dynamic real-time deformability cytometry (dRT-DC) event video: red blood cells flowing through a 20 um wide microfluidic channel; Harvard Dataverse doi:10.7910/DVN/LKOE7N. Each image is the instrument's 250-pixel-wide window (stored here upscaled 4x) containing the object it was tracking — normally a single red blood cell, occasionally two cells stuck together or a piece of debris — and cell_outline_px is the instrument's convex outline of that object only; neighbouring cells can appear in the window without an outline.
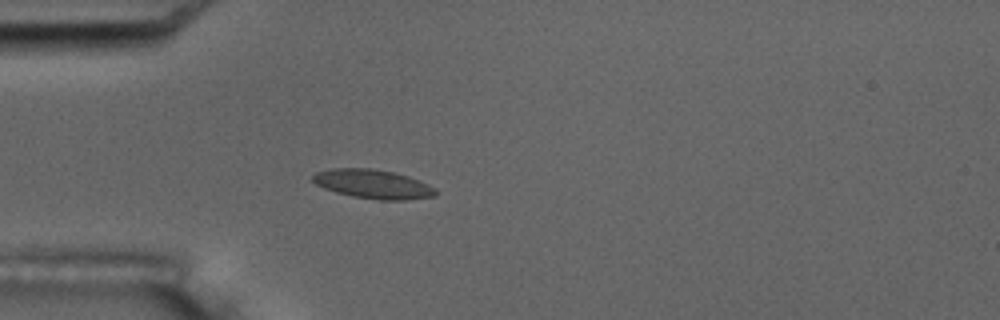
{"species": "common noctule bat (a hibernating species)", "species_latin": "Nyctalus noctula", "temperature_condition": "room temperature", "stored_images_in_passage": 5, "camera_frame_rate_fps": 3000, "um_per_image_px": 0.085, "animal": {"sex": "male", "body_mass_g": 17.5, "forearm_length_mm": 52.3}, "frame": {"image": 1, "passage_image": 5, "time_ms": 4.667, "image_size_px": [1000, 320], "cell_outline_px": [[436, 196], [404, 200], [380, 200], [352, 196], [336, 192], [324, 188], [316, 184], [312, 180], [312, 176], [316, 172], [332, 168], [372, 168], [392, 172], [408, 176], [428, 184], [436, 188]], "centroid_in_image_um": [31.7, 15.64], "position_along_channel_um": 53.3, "area_um2": 20.75}}